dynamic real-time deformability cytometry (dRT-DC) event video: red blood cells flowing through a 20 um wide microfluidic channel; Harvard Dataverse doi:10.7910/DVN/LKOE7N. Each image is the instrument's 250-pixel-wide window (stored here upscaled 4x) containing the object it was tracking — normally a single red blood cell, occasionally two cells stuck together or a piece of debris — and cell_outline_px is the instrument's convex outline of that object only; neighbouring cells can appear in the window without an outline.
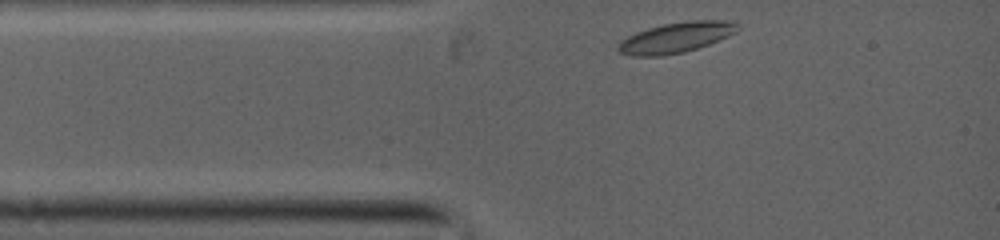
{"species": "common noctule bat (a hibernating species)", "species_latin": "Nyctalus noctula", "temperature_condition": "warm", "stored_images_in_passage": 18, "camera_frame_rate_fps": 5000, "um_per_image_px": 0.085, "animal": {"sex": "female", "body_mass_g": 19.0, "forearm_length_mm": 53.3}, "frame": {"image": 1, "passage_image": 1, "time_ms": 0.0, "image_size_px": [1000, 240], "cell_outline_px": [[740, 24], [732, 32], [708, 44], [684, 52], [660, 56], [636, 56], [620, 52], [620, 40], [636, 32], [648, 28], [664, 24], [688, 20], [732, 20]], "centroid_in_image_um": [57.44, 3.17], "position_along_channel_um": 27.6, "area_um2": 20.63}}
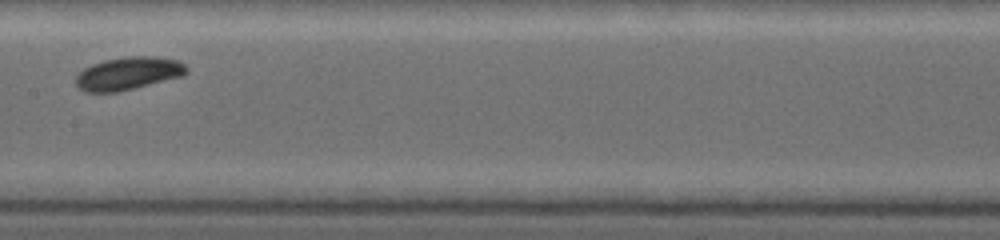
{"frame": {"image": 2, "passage_image": 11, "time_ms": 4.2, "image_size_px": [1000, 240], "cell_outline_px": [[188, 72], [180, 76], [116, 92], [88, 92], [80, 88], [76, 84], [76, 76], [84, 68], [92, 64], [104, 60], [124, 56], [156, 56], [180, 60], [188, 68]], "centroid_in_image_um": [10.9, 6.21], "position_along_channel_um": 196.5, "area_um2": 20.98}}
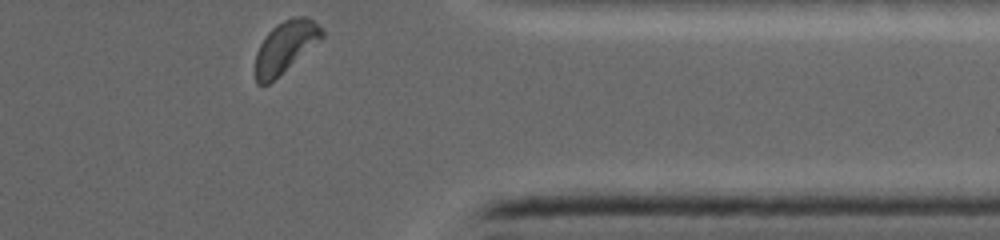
{"frame": {"image": 3, "passage_image": 18, "time_ms": 8.8, "image_size_px": [1000, 240], "cell_outline_px": [[324, 36], [320, 40], [268, 84], [256, 84], [256, 52], [260, 44], [268, 32], [276, 24], [284, 20], [296, 16], [308, 16], [324, 28]], "centroid_in_image_um": [24.27, 3.94], "position_along_channel_um": 387.1, "area_um2": 19.71}}